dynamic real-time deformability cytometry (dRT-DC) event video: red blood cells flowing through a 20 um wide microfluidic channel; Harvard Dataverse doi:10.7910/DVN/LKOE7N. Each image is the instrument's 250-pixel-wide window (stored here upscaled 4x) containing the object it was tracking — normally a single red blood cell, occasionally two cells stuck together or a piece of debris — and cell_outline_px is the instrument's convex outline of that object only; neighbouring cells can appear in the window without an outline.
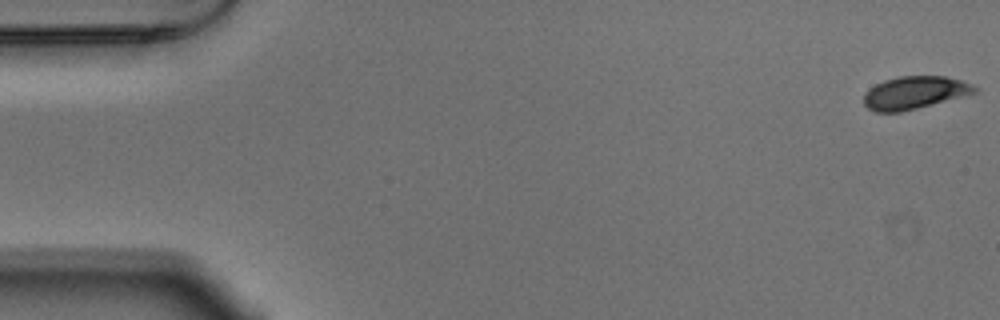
{"species": "Egyptian fruit bat (a non-hibernating species)", "species_latin": "Rousettus aegyptiacus", "temperature_condition": "warm", "stored_images_in_passage": 9, "camera_frame_rate_fps": 3000, "um_per_image_px": 0.085, "animal": {"sex": "male"}, "frame": {"image": 1, "passage_image": 1, "time_ms": 0.0, "image_size_px": [1000, 320], "cell_outline_px": [[980, 88], [976, 92], [964, 96], [900, 112], [876, 112], [868, 108], [864, 104], [864, 92], [868, 88], [884, 80], [900, 76], [944, 76], [960, 80], [972, 84]], "centroid_in_image_um": [77.73, 7.87], "position_along_channel_um": 7.3, "area_um2": 21.1}}